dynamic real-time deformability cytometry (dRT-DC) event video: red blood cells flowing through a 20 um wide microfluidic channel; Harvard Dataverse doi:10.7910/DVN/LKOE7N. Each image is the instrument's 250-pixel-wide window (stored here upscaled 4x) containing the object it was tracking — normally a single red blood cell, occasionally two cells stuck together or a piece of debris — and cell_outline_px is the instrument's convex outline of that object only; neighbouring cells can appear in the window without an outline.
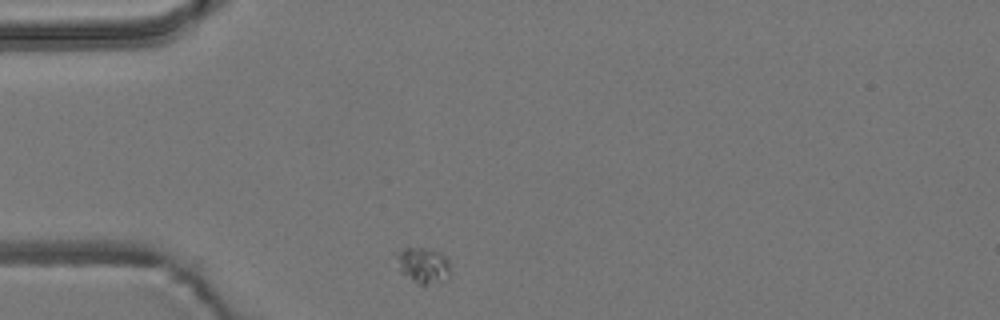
{"species": "common noctule bat (a hibernating species)", "species_latin": "Nyctalus noctula", "temperature_condition": "room temperature", "stored_images_in_passage": 33, "camera_frame_rate_fps": 3000, "um_per_image_px": 0.085, "animal": {"sex": "male", "body_mass_g": 19.2, "forearm_length_mm": 51.8}, "frame": {"image": 1, "passage_image": 1, "time_ms": 0.0, "image_size_px": [1000, 320], "cell_outline_px": [[452, 272], [448, 280], [424, 284], [420, 284], [412, 280], [400, 272], [396, 256], [404, 248], [424, 248], [440, 252], [448, 256]], "centroid_in_image_um": [36.05, 22.55], "position_along_channel_um": 48.9, "area_um2": 11.33}}
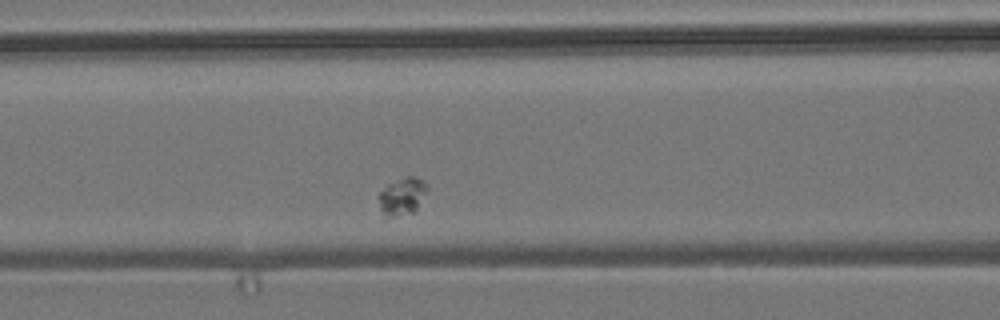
{"frame": {"image": 2, "passage_image": 10, "time_ms": 3.0, "image_size_px": [1000, 320], "cell_outline_px": [[428, 188], [416, 212], [384, 220], [380, 208], [380, 192], [388, 184], [408, 176], [416, 176], [428, 184]], "centroid_in_image_um": [34.2, 16.74], "position_along_channel_um": 132.4, "area_um2": 10.81}}